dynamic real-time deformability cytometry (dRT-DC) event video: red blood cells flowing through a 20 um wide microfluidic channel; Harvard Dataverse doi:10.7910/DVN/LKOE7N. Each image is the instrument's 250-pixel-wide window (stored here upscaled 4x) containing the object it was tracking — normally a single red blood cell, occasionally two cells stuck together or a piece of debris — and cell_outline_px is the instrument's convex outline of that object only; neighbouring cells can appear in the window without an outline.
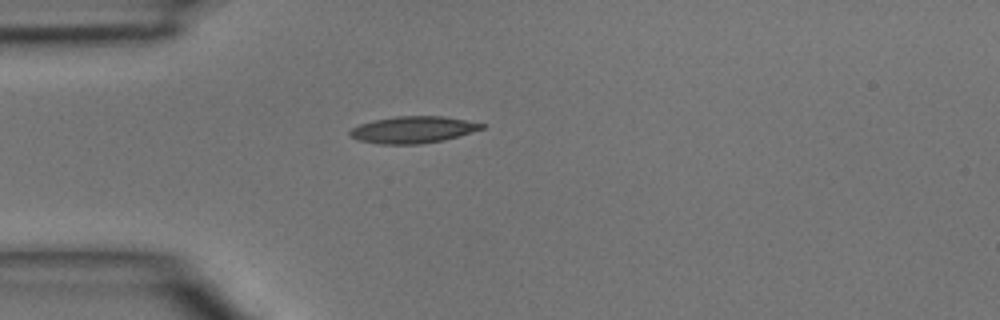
{"species": "common noctule bat (a hibernating species)", "species_latin": "Nyctalus noctula", "temperature_condition": "room temperature", "stored_images_in_passage": 35, "camera_frame_rate_fps": 3000, "um_per_image_px": 0.085, "animal": {"sex": "male", "body_mass_g": 15.6}, "frame": {"image": 1, "passage_image": 1, "time_ms": 0.0, "image_size_px": [1000, 320], "cell_outline_px": [[484, 128], [460, 136], [444, 140], [420, 144], [376, 144], [360, 140], [352, 136], [348, 132], [352, 128], [360, 124], [376, 120], [396, 116], [444, 116], [484, 124]], "centroid_in_image_um": [35.12, 11.03], "position_along_channel_um": 49.9, "area_um2": 20.4}}
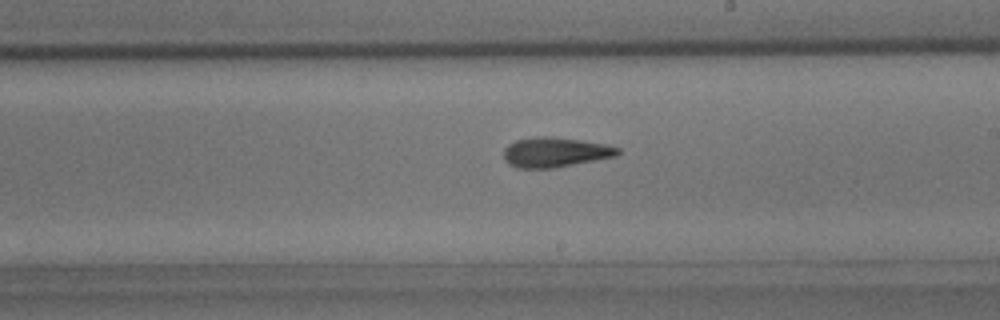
{"frame": {"image": 2, "passage_image": 15, "time_ms": 4.667, "image_size_px": [1000, 320], "cell_outline_px": [[620, 152], [616, 156], [552, 168], [516, 168], [508, 164], [504, 160], [504, 148], [508, 144], [516, 140], [536, 136], [552, 136], [580, 140], [604, 144], [620, 148]], "centroid_in_image_um": [47.14, 12.93], "position_along_channel_um": 241.9, "area_um2": 19.83}}
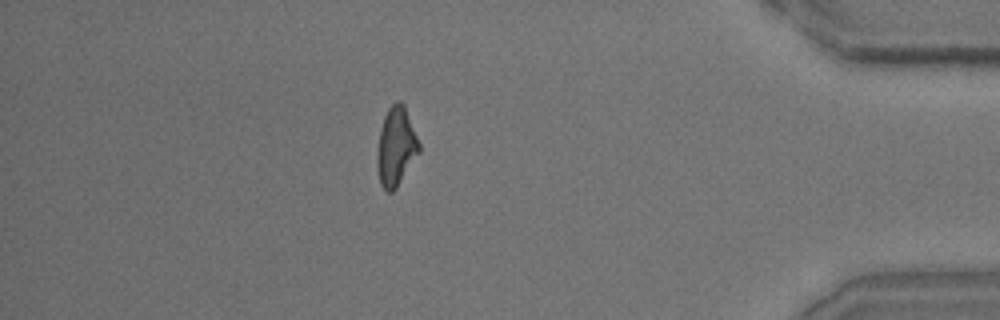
{"frame": {"image": 3, "passage_image": 29, "time_ms": 9.333, "image_size_px": [1000, 320], "cell_outline_px": [[420, 152], [396, 188], [392, 192], [388, 192], [380, 184], [376, 164], [376, 156], [380, 128], [384, 116], [388, 108], [396, 100], [400, 100], [404, 104], [420, 144]], "centroid_in_image_um": [33.65, 12.45], "position_along_channel_um": 401.5, "area_um2": 19.36}}